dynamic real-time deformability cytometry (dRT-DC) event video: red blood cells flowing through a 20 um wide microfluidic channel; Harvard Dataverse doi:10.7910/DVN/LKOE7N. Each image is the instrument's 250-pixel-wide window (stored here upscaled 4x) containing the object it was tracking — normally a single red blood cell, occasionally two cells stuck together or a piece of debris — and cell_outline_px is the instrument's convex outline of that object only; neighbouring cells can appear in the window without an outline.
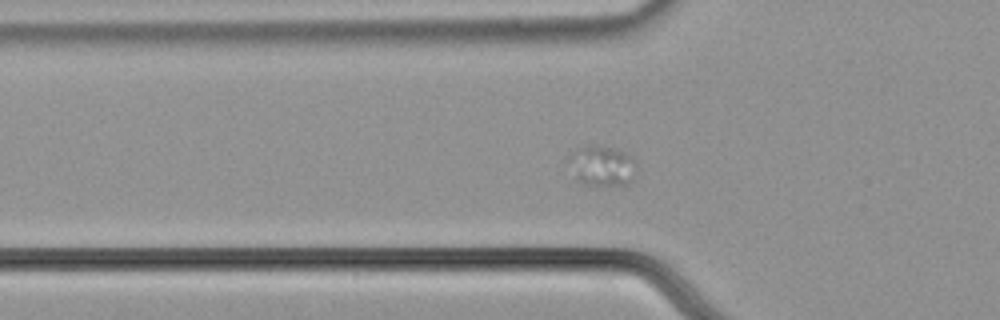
{"species": "common noctule bat (a hibernating species)", "species_latin": "Nyctalus noctula", "temperature_condition": "cold", "stored_images_in_passage": 55, "camera_frame_rate_fps": 3000, "um_per_image_px": 0.085, "animal": {"sex": "male", "body_mass_g": 21.5, "forearm_length_mm": 52.0}, "frame": {"image": 1, "passage_image": 16, "time_ms": 5.0, "image_size_px": [1000, 320], "cell_outline_px": [[636, 164], [632, 180], [628, 184], [600, 188], [596, 188], [576, 184], [568, 160], [568, 156], [572, 152], [588, 144], [592, 144], [616, 148], [628, 152], [636, 156]], "centroid_in_image_um": [51.16, 14.14], "position_along_channel_um": 74.6, "area_um2": 17.17}}
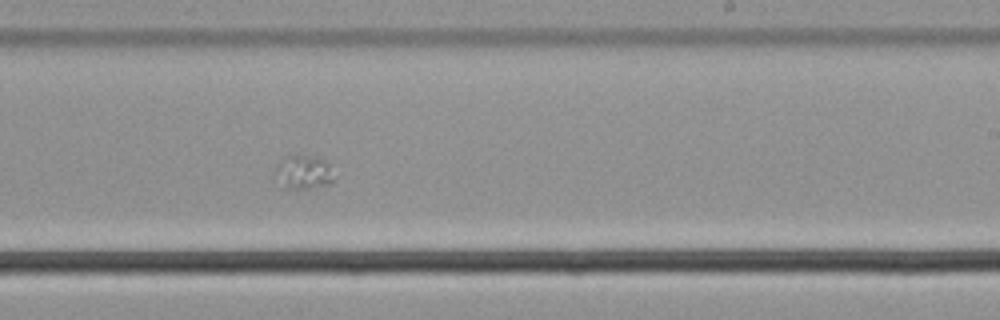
{"frame": {"image": 2, "passage_image": 32, "time_ms": 10.333, "image_size_px": [1000, 320], "cell_outline_px": [[336, 176], [328, 184], [308, 188], [280, 188], [272, 180], [276, 164], [284, 156], [316, 156], [328, 160]], "centroid_in_image_um": [25.74, 14.64], "position_along_channel_um": 263.3, "area_um2": 12.25}}
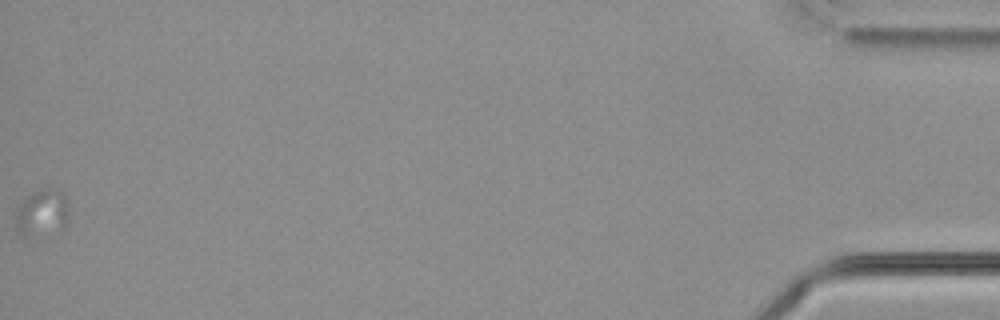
{"frame": {"image": 3, "passage_image": 55, "time_ms": 18.0, "image_size_px": [1000, 320], "cell_outline_px": [[68, 220], [64, 228], [24, 236], [20, 232], [16, 224], [16, 204], [28, 196], [44, 188], [60, 188], [68, 196]], "centroid_in_image_um": [3.62, 18.0], "position_along_channel_um": 431.6, "area_um2": 14.51}}